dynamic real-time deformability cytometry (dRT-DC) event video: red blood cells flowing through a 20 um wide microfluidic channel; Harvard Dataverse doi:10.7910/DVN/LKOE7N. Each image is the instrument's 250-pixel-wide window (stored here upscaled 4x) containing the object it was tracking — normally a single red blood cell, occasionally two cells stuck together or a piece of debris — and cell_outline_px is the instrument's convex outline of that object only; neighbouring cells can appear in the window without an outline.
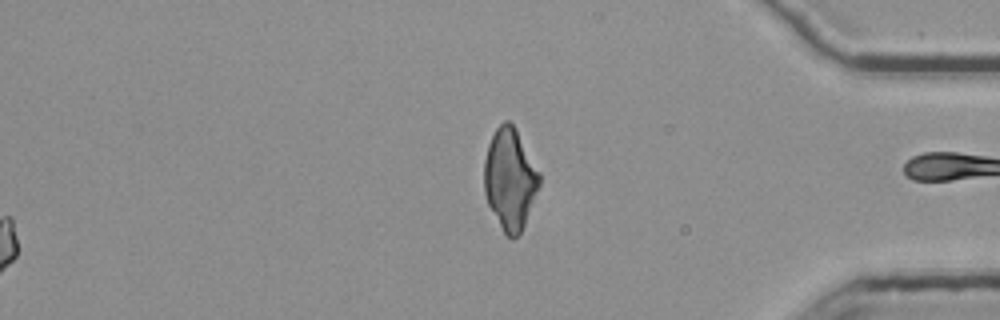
{"species": "common noctule bat (a hibernating species)", "species_latin": "Nyctalus noctula", "temperature_condition": "room temperature", "stored_images_in_passage": 49, "segment_of_instrument_passage": [2, 2], "camera_frame_rate_fps": 3000, "um_per_image_px": 0.085, "animal": {"sex": "female", "body_mass_g": 25.1}, "frame": {"image": 1, "passage_image": 49, "time_ms": 16.0, "image_size_px": [1000, 320], "cell_outline_px": [[540, 184], [524, 224], [520, 232], [512, 240], [504, 232], [488, 204], [484, 192], [484, 160], [488, 144], [496, 128], [504, 120], [508, 120], [516, 128], [540, 172]], "centroid_in_image_um": [43.34, 15.18], "position_along_channel_um": 391.9, "area_um2": 32.31}}